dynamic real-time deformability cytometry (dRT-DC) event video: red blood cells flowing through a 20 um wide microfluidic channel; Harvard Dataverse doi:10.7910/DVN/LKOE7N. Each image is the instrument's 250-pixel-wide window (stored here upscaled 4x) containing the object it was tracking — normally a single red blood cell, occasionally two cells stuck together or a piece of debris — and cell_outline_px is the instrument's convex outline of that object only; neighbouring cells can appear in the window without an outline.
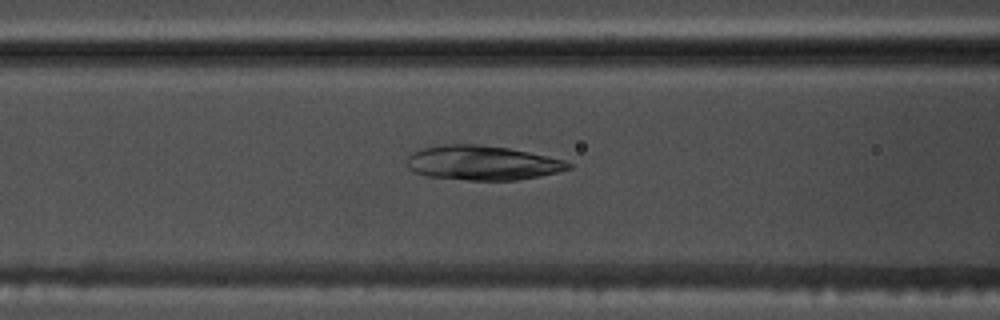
{"species": "common noctule bat (a hibernating species)", "species_latin": "Nyctalus noctula", "temperature_condition": "warm", "stored_images_in_passage": 51, "camera_frame_rate_fps": 3000, "um_per_image_px": 0.085, "animal": {"sex": "male", "body_mass_g": 17.5, "forearm_length_mm": 52.3}, "frame": {"image": 1, "passage_image": 20, "time_ms": 6.333, "image_size_px": [1000, 320], "cell_outline_px": [[572, 168], [540, 176], [516, 180], [468, 180], [428, 176], [416, 172], [408, 168], [404, 160], [412, 152], [424, 148], [444, 144], [476, 144], [508, 148], [528, 152], [564, 160], [572, 164]], "centroid_in_image_um": [40.97, 13.84], "position_along_channel_um": 125.6, "area_um2": 32.37}}
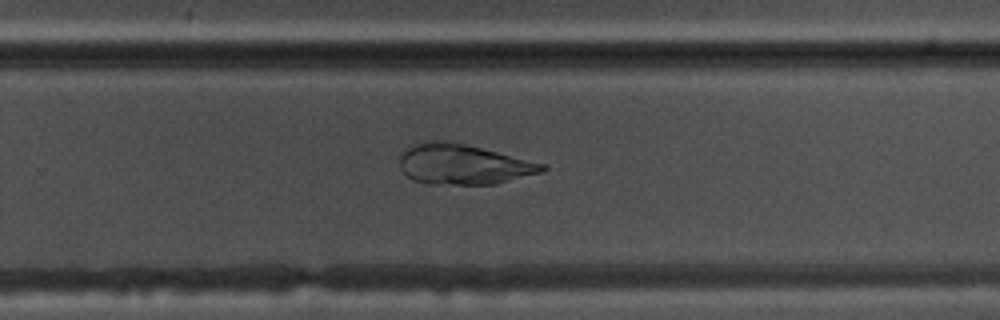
{"frame": {"image": 2, "passage_image": 33, "time_ms": 10.667, "image_size_px": [1000, 320], "cell_outline_px": [[548, 168], [540, 172], [496, 184], [428, 184], [412, 180], [400, 168], [400, 156], [408, 148], [416, 144], [432, 140], [448, 140], [548, 164]], "centroid_in_image_um": [39.39, 13.97], "position_along_channel_um": 290.4, "area_um2": 33.29}}
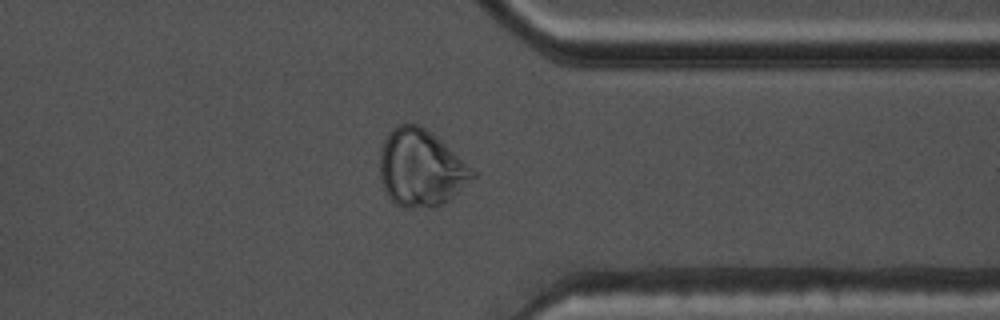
{"frame": {"image": 3, "passage_image": 40, "time_ms": 13.0, "image_size_px": [1000, 320], "cell_outline_px": [[480, 172], [476, 176], [444, 204], [428, 208], [404, 208], [396, 204], [388, 196], [384, 188], [380, 176], [380, 152], [384, 140], [392, 128], [400, 124], [420, 124], [432, 132]], "centroid_in_image_um": [35.82, 14.28], "position_along_channel_um": 375.6, "area_um2": 42.14}}